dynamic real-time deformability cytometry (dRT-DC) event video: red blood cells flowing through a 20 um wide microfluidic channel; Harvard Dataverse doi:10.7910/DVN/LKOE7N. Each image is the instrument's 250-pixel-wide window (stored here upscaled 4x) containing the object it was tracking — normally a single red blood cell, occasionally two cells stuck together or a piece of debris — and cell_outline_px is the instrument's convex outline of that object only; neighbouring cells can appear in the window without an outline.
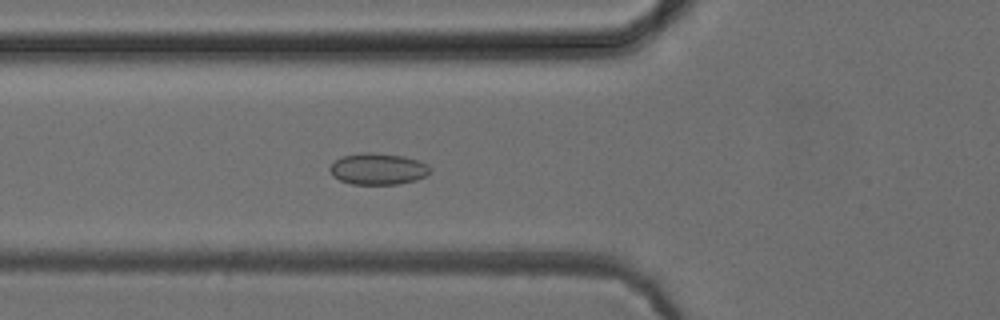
{"species": "common noctule bat (a hibernating species)", "species_latin": "Nyctalus noctula", "temperature_condition": "cold", "stored_images_in_passage": 53, "camera_frame_rate_fps": 3000, "um_per_image_px": 0.085, "animal": {"sex": "female", "body_mass_g": 24.6, "forearm_length_mm": 56.2}, "frame": {"image": 1, "passage_image": 20, "time_ms": 6.333, "image_size_px": [1000, 320], "cell_outline_px": [[432, 172], [416, 180], [396, 184], [352, 184], [340, 180], [332, 176], [328, 168], [336, 160], [344, 156], [360, 152], [372, 152], [404, 156], [428, 164], [432, 168]], "centroid_in_image_um": [32.14, 14.35], "position_along_channel_um": 93.7, "area_um2": 18.44}}
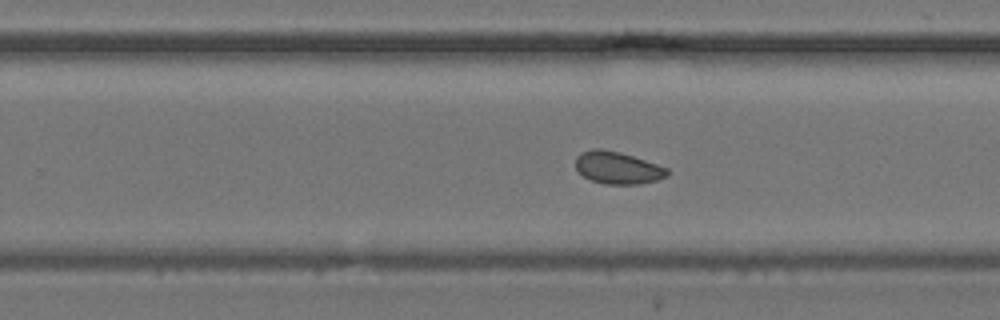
{"frame": {"image": 2, "passage_image": 34, "time_ms": 11.0, "image_size_px": [1000, 320], "cell_outline_px": [[668, 176], [656, 180], [640, 184], [604, 184], [592, 180], [584, 176], [576, 168], [576, 156], [580, 152], [592, 148], [600, 148], [620, 152], [668, 168]], "centroid_in_image_um": [52.48, 14.25], "position_along_channel_um": 277.3, "area_um2": 17.17}}
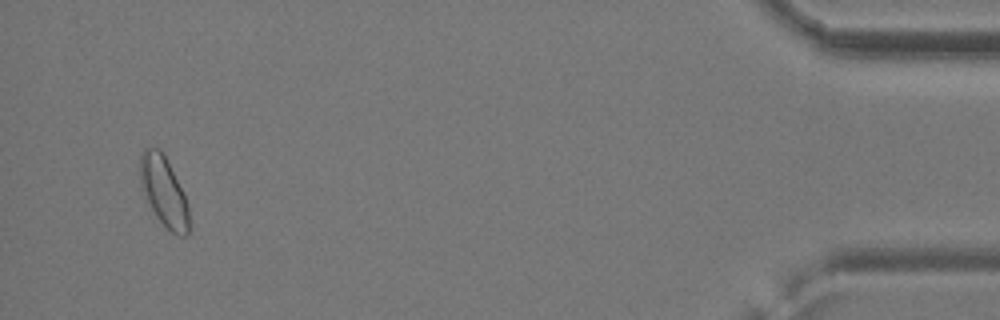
{"frame": {"image": 3, "passage_image": 51, "time_ms": 16.667, "image_size_px": [1000, 320], "cell_outline_px": [[188, 236], [176, 236], [156, 216], [144, 196], [140, 188], [140, 152], [144, 148], [160, 148], [188, 204]], "centroid_in_image_um": [13.88, 16.28], "position_along_channel_um": 421.3, "area_um2": 19.48}, "authors_computed_cell_mechanics": {"area_um2": 18.0914, "velocity_mm_per_s": 3.9294, "shape_relaxation_time_tau1_ms": null, "shape_relaxation_time_tau2_ms": 2.3192, "deformation_change_tau1": null, "deformation_change_tau2": 0.0613}}